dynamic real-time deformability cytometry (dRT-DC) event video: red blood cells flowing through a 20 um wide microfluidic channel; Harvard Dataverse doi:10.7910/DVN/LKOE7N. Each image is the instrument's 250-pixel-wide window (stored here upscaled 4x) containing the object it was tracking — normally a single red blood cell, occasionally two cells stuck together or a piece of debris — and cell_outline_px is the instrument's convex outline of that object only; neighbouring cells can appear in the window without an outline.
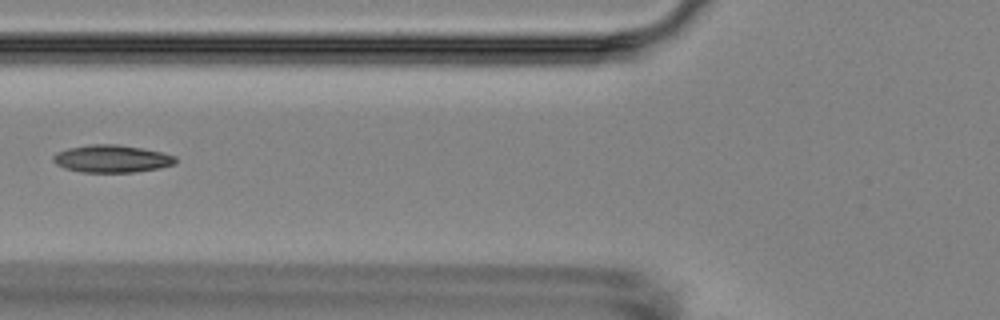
{"species": "Egyptian fruit bat (a non-hibernating species)", "species_latin": "Rousettus aegyptiacus", "temperature_condition": "room temperature", "stored_images_in_passage": 6, "camera_frame_rate_fps": 3000, "um_per_image_px": 0.085, "animal": {"sex": "female"}, "frame": {"image": 1, "passage_image": 3, "time_ms": 2.667, "image_size_px": [1000, 320], "cell_outline_px": [[176, 164], [160, 168], [136, 172], [80, 172], [64, 168], [56, 164], [52, 160], [52, 156], [56, 152], [68, 148], [88, 144], [116, 144], [140, 148], [160, 152], [176, 156]], "centroid_in_image_um": [9.47, 13.49], "position_along_channel_um": 116.3, "area_um2": 19.71}}
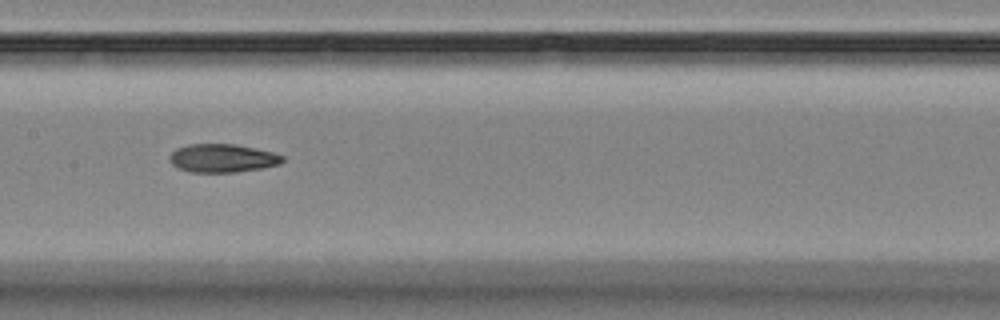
{"frame": {"image": 2, "passage_image": 5, "time_ms": 4.667, "image_size_px": [1000, 320], "cell_outline_px": [[284, 160], [280, 164], [264, 168], [236, 172], [192, 172], [180, 168], [172, 164], [168, 160], [172, 152], [176, 148], [188, 144], [236, 144], [272, 152], [284, 156]], "centroid_in_image_um": [18.92, 13.44], "position_along_channel_um": 188.5, "area_um2": 18.67}}
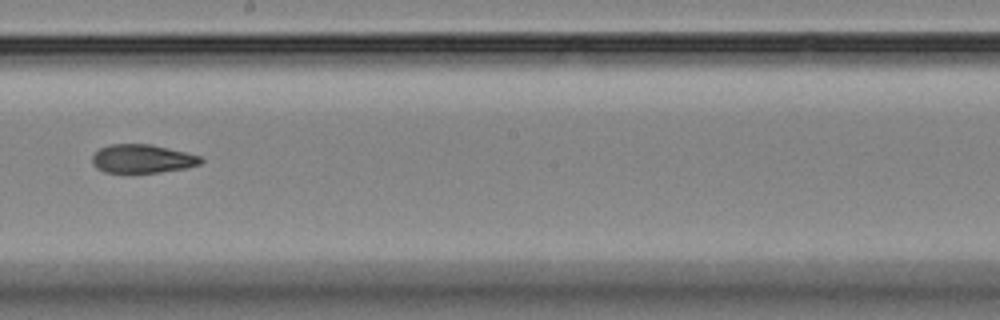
{"frame": {"image": 3, "passage_image": 6, "time_ms": 6.0, "image_size_px": [1000, 320], "cell_outline_px": [[204, 160], [200, 164], [184, 168], [160, 172], [104, 172], [96, 168], [92, 164], [92, 156], [100, 148], [108, 144], [152, 144], [200, 156]], "centroid_in_image_um": [12.07, 13.49], "position_along_channel_um": 236.1, "area_um2": 17.98}}